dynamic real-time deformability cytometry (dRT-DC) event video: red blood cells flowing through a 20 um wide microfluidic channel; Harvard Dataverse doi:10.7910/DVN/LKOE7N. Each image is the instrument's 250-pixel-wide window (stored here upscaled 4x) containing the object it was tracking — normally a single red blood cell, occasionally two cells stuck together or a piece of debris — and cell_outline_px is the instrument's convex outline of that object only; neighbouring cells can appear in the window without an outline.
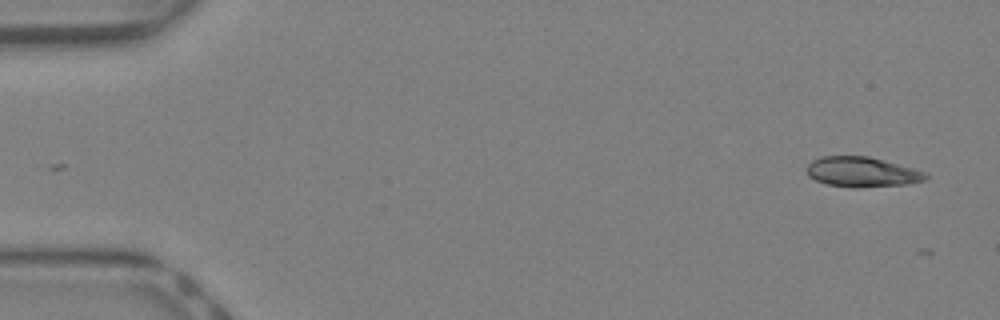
{"species": "Egyptian fruit bat (a non-hibernating species)", "species_latin": "Rousettus aegyptiacus", "temperature_condition": "warm", "stored_images_in_passage": 6, "camera_frame_rate_fps": 3000, "um_per_image_px": 0.085, "animal": {"sex": "female"}, "frame": {"image": 1, "passage_image": 2, "time_ms": 0.333, "image_size_px": [1000, 320], "cell_outline_px": [[928, 176], [924, 180], [908, 184], [860, 188], [856, 188], [828, 184], [816, 180], [808, 176], [804, 168], [812, 160], [820, 156], [868, 156], [884, 160], [912, 168], [924, 172]], "centroid_in_image_um": [73.22, 14.62], "position_along_channel_um": 11.8, "area_um2": 20.87}}